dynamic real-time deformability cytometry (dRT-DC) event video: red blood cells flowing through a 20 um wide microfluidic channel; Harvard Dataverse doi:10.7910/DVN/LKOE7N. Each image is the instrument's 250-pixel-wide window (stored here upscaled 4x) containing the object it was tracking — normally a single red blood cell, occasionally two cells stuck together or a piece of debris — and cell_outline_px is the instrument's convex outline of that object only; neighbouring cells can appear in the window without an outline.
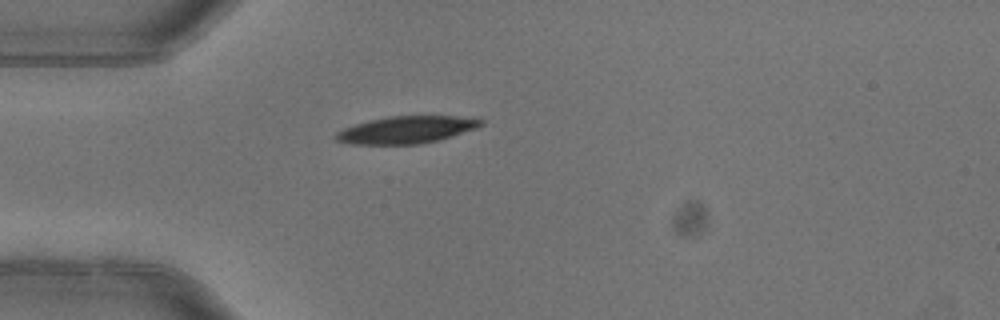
{"species": "common noctule bat (a hibernating species)", "species_latin": "Nyctalus noctula", "temperature_condition": "warm", "stored_images_in_passage": 5, "camera_frame_rate_fps": 3000, "um_per_image_px": 0.085, "animal": {"sex": "female"}, "frame": {"image": 1, "passage_image": 5, "time_ms": 1.333, "image_size_px": [1000, 320], "cell_outline_px": [[484, 124], [476, 128], [452, 136], [420, 144], [348, 144], [336, 140], [336, 132], [344, 128], [368, 120], [388, 116], [480, 116], [484, 120]], "centroid_in_image_um": [34.61, 11.01], "position_along_channel_um": 50.4, "area_um2": 23.18}}